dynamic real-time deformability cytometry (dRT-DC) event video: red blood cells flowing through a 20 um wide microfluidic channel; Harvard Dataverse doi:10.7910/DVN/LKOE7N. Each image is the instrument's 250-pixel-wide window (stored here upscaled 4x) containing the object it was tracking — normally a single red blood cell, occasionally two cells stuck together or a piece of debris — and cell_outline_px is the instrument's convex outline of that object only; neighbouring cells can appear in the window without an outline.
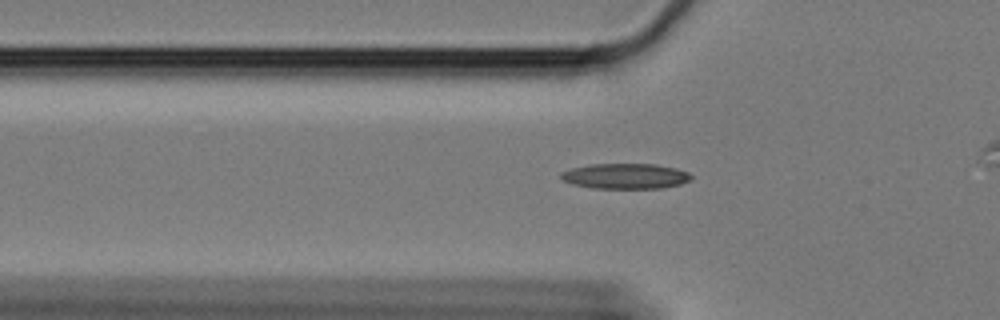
{"species": "Egyptian fruit bat (a non-hibernating species)", "species_latin": "Rousettus aegyptiacus", "temperature_condition": "cold", "stored_images_in_passage": 35, "camera_frame_rate_fps": 3000, "um_per_image_px": 0.085, "animal": {"sex": "female"}, "frame": {"image": 1, "passage_image": 2, "time_ms": 0.333, "image_size_px": [1000, 320], "cell_outline_px": [[692, 180], [680, 184], [660, 188], [592, 188], [572, 184], [564, 180], [560, 176], [560, 172], [572, 168], [592, 164], [656, 164], [676, 168], [688, 172], [692, 176]], "centroid_in_image_um": [53.17, 14.97], "position_along_channel_um": 72.6, "area_um2": 19.25}}
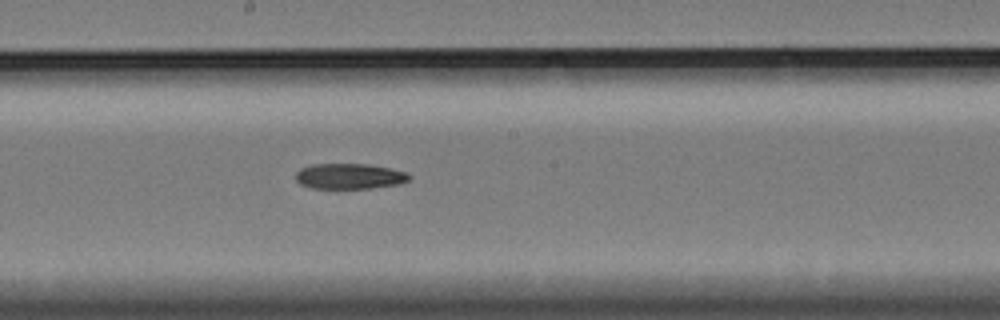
{"frame": {"image": 2, "passage_image": 15, "time_ms": 4.667, "image_size_px": [1000, 320], "cell_outline_px": [[412, 176], [408, 180], [400, 184], [368, 188], [312, 188], [300, 184], [296, 180], [296, 172], [300, 168], [312, 164], [368, 164], [392, 168], [404, 172]], "centroid_in_image_um": [29.7, 14.97], "position_along_channel_um": 218.5, "area_um2": 16.88}}
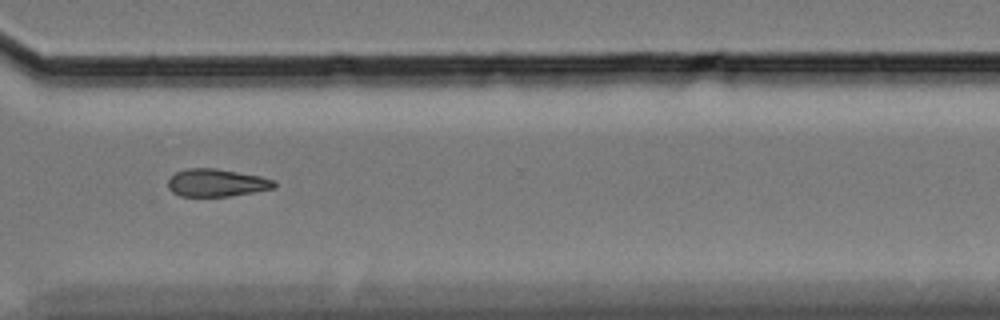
{"frame": {"image": 3, "passage_image": 27, "time_ms": 8.667, "image_size_px": [1000, 320], "cell_outline_px": [[276, 184], [272, 188], [252, 192], [228, 196], [180, 196], [172, 192], [168, 188], [168, 180], [176, 172], [184, 168], [216, 168], [260, 176], [272, 180]], "centroid_in_image_um": [18.34, 15.53], "position_along_channel_um": 352.3, "area_um2": 16.94}}